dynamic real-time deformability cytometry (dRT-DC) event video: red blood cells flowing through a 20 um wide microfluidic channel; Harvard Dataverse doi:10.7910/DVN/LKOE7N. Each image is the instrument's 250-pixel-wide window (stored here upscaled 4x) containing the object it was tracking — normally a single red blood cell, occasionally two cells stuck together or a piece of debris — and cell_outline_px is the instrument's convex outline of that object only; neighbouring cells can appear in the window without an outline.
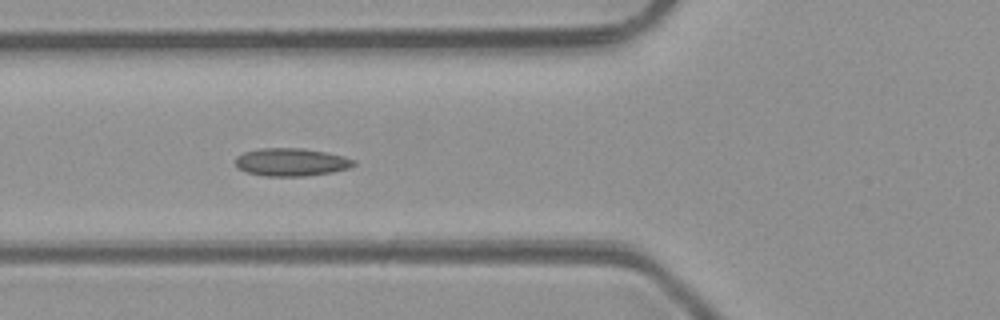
{"species": "common noctule bat (a hibernating species)", "species_latin": "Nyctalus noctula", "temperature_condition": "room temperature", "stored_images_in_passage": 6, "camera_frame_rate_fps": 3000, "um_per_image_px": 0.085, "animal": {"sex": "male", "body_mass_g": 23.1, "forearm_length_mm": 52.7}, "frame": {"image": 1, "passage_image": 4, "time_ms": 3.333, "image_size_px": [1000, 320], "cell_outline_px": [[356, 164], [348, 168], [332, 172], [304, 176], [264, 176], [244, 172], [236, 168], [236, 156], [244, 152], [260, 148], [304, 148], [344, 156], [356, 160]], "centroid_in_image_um": [24.73, 13.78], "position_along_channel_um": 101.1, "area_um2": 19.36}}
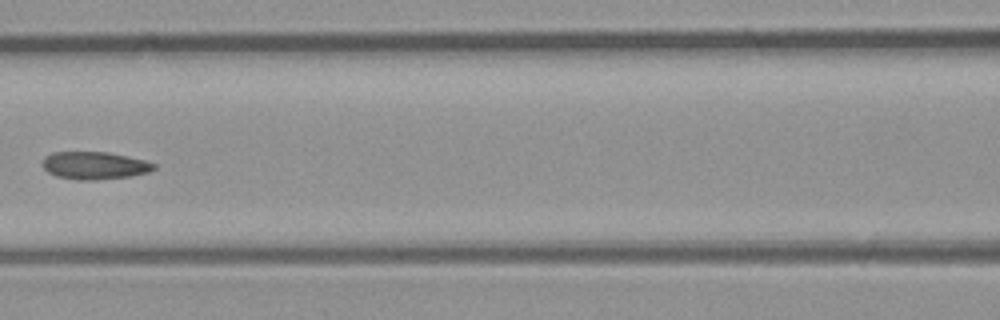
{"frame": {"image": 2, "passage_image": 5, "time_ms": 4.667, "image_size_px": [1000, 320], "cell_outline_px": [[156, 168], [148, 172], [128, 176], [96, 180], [80, 180], [56, 176], [48, 172], [40, 164], [44, 156], [52, 152], [108, 152], [128, 156], [144, 160], [156, 164]], "centroid_in_image_um": [8.0, 14.06], "position_along_channel_um": 158.6, "area_um2": 17.98}}
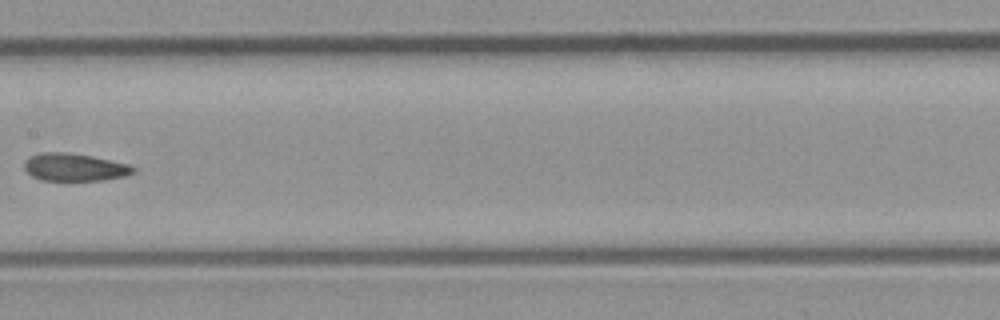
{"frame": {"image": 3, "passage_image": 6, "time_ms": 5.667, "image_size_px": [1000, 320], "cell_outline_px": [[136, 168], [132, 172], [124, 176], [104, 180], [40, 180], [32, 176], [24, 168], [24, 160], [28, 156], [40, 152], [68, 152], [92, 156], [128, 164]], "centroid_in_image_um": [6.28, 14.2], "position_along_channel_um": 201.1, "area_um2": 17.57}}